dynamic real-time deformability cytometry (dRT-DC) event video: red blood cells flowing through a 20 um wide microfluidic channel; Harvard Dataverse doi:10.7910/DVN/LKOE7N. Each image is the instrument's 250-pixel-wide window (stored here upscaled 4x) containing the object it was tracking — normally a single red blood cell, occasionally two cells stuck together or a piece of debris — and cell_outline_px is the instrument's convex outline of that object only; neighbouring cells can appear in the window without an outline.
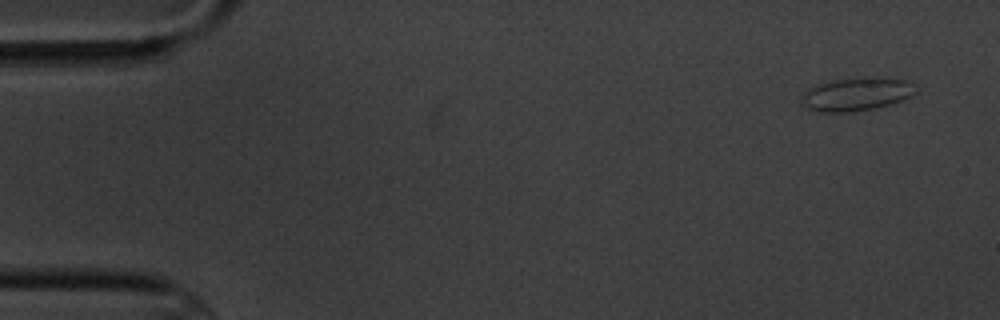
{"species": "common noctule bat (a hibernating species)", "species_latin": "Nyctalus noctula", "temperature_condition": "cold", "stored_images_in_passage": 4, "camera_frame_rate_fps": 3000, "um_per_image_px": 0.085, "animal": {"sex": "male", "body_mass_g": 20.1, "forearm_length_mm": 53.5}, "frame": {"image": 1, "passage_image": 1, "time_ms": 0.0, "image_size_px": [1000, 320], "cell_outline_px": [[920, 88], [912, 96], [892, 104], [872, 108], [848, 112], [820, 112], [808, 108], [800, 104], [800, 96], [808, 88], [816, 84], [832, 80], [864, 76], [876, 76], [904, 80], [916, 84]], "centroid_in_image_um": [72.81, 7.98], "position_along_channel_um": 12.2, "area_um2": 22.72}}
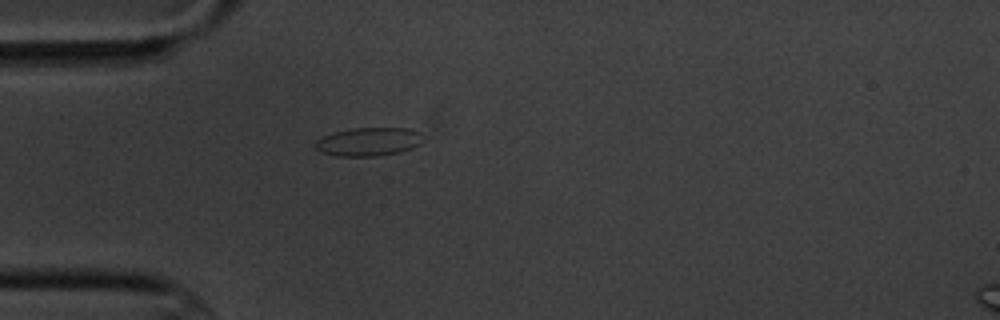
{"frame": {"image": 2, "passage_image": 4, "time_ms": 4.333, "image_size_px": [1000, 320], "cell_outline_px": [[424, 140], [420, 144], [412, 148], [400, 152], [376, 156], [336, 156], [324, 152], [316, 148], [316, 140], [332, 132], [352, 128], [408, 128], [420, 132]], "centroid_in_image_um": [31.37, 12.04], "position_along_channel_um": 53.6, "area_um2": 17.86}}